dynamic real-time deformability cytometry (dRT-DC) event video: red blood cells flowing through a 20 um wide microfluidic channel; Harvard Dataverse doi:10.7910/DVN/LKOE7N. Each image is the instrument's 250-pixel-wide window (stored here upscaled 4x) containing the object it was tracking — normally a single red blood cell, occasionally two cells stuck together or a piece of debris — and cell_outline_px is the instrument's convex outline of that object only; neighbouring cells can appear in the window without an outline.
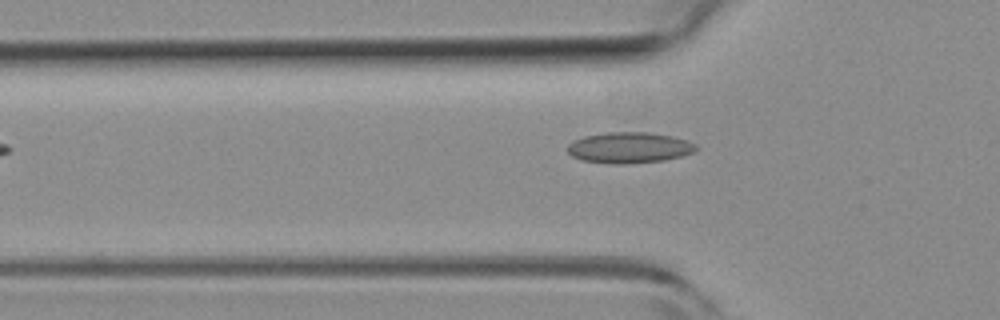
{"species": "common noctule bat (a hibernating species)", "species_latin": "Nyctalus noctula", "temperature_condition": "room temperature", "stored_images_in_passage": 3, "camera_frame_rate_fps": 3000, "um_per_image_px": 0.085, "animal": {"sex": "female", "body_mass_g": 19.3, "forearm_length_mm": 54.1}, "frame": {"image": 1, "passage_image": 3, "time_ms": 0.667, "image_size_px": [1000, 320], "cell_outline_px": [[696, 148], [692, 152], [684, 156], [664, 160], [624, 164], [612, 164], [580, 160], [572, 156], [568, 152], [568, 144], [572, 140], [584, 136], [608, 132], [648, 132], [672, 136], [688, 140], [696, 144]], "centroid_in_image_um": [53.47, 12.55], "position_along_channel_um": 72.3, "area_um2": 23.29}}